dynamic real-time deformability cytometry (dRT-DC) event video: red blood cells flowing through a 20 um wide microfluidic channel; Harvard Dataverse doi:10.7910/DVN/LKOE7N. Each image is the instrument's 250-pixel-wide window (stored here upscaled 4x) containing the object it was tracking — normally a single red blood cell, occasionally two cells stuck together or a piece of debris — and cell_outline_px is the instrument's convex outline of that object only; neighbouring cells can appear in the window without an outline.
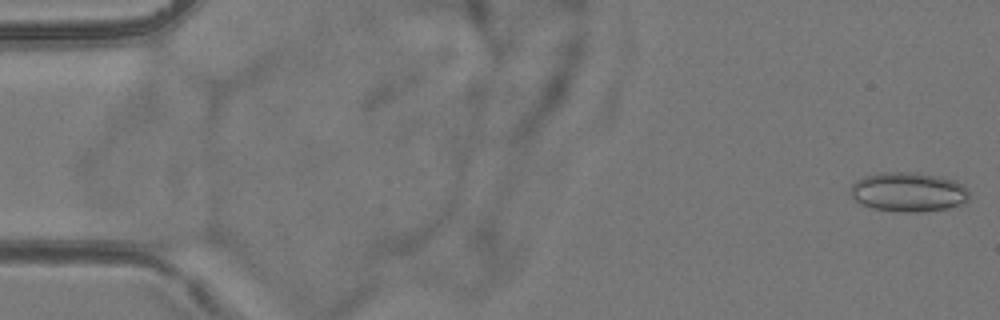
{"species": "common noctule bat (a hibernating species)", "species_latin": "Nyctalus noctula", "temperature_condition": "room temperature", "stored_images_in_passage": 55, "camera_frame_rate_fps": 3000, "um_per_image_px": 0.085, "animal": {"sex": "female", "body_mass_g": 24.6, "forearm_length_mm": 56.2}, "frame": {"image": 1, "passage_image": 1, "time_ms": 0.0, "image_size_px": [1000, 320], "cell_outline_px": [[968, 200], [964, 204], [948, 208], [920, 212], [896, 212], [872, 208], [856, 200], [852, 196], [852, 184], [856, 180], [864, 176], [880, 172], [916, 172], [956, 180], [964, 184], [968, 188]], "centroid_in_image_um": [77.26, 16.32], "position_along_channel_um": 7.7, "area_um2": 27.46}}
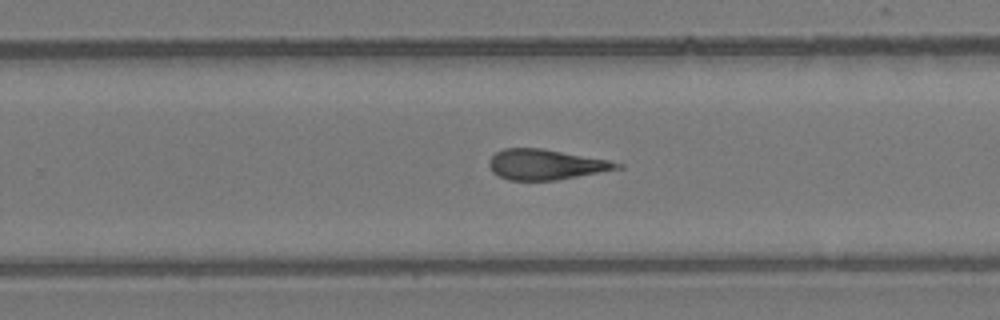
{"frame": {"image": 2, "passage_image": 35, "time_ms": 11.333, "image_size_px": [1000, 320], "cell_outline_px": [[624, 168], [556, 180], [508, 180], [492, 172], [488, 164], [488, 160], [496, 152], [504, 148], [540, 148], [608, 160], [624, 164]], "centroid_in_image_um": [46.39, 13.99], "position_along_channel_um": 283.4, "area_um2": 22.54}}
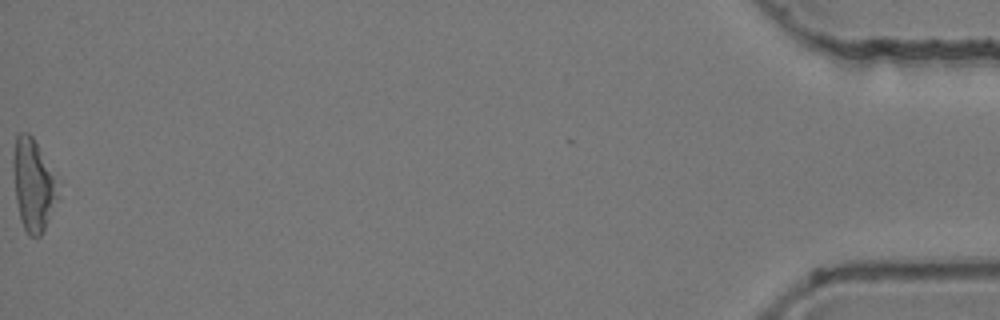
{"frame": {"image": 3, "passage_image": 55, "time_ms": 18.0, "image_size_px": [1000, 320], "cell_outline_px": [[60, 196], [40, 236], [28, 236], [20, 220], [16, 200], [12, 168], [12, 156], [16, 136], [20, 132], [28, 132], [32, 136], [60, 180]], "centroid_in_image_um": [2.85, 15.68], "position_along_channel_um": 432.3, "area_um2": 24.68}, "authors_computed_cell_mechanics": {"area_um2": 23.1778, "velocity_mm_per_s": 3.8353, "shape_relaxation_time_tau1_ms": null, "shape_relaxation_time_tau2_ms": 5.5182, "deformation_change_tau1": null, "deformation_change_tau2": 0.1963}}